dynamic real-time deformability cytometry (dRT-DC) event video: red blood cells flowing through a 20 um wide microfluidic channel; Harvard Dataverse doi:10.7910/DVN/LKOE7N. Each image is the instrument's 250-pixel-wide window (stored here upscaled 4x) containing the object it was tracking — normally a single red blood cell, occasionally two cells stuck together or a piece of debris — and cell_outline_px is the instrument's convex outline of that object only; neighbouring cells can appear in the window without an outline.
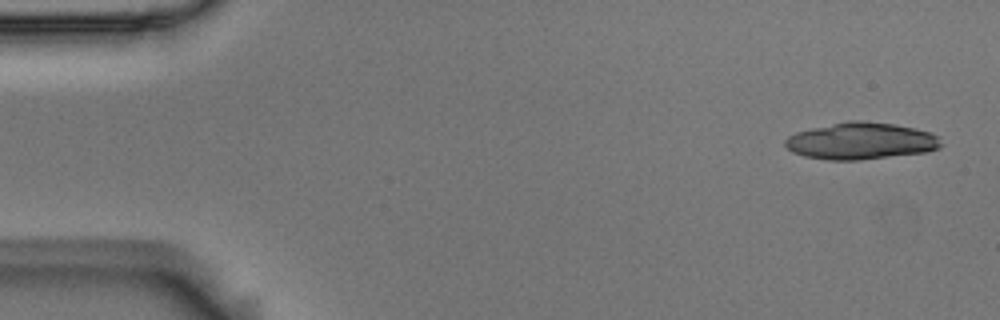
{"species": "Egyptian fruit bat (a non-hibernating species)", "species_latin": "Rousettus aegyptiacus", "temperature_condition": "room temperature", "stored_images_in_passage": 6, "camera_frame_rate_fps": 3000, "um_per_image_px": 0.085, "animal": {"sex": "male"}, "frame": {"image": 1, "passage_image": 1, "time_ms": 0.0, "image_size_px": [1000, 320], "cell_outline_px": [[944, 144], [940, 148], [928, 152], [856, 160], [828, 160], [804, 156], [792, 152], [784, 144], [784, 140], [788, 136], [796, 132], [812, 128], [848, 120], [860, 120], [896, 124], [916, 128], [932, 132], [940, 136]], "centroid_in_image_um": [73.24, 11.98], "position_along_channel_um": 11.8, "area_um2": 33.87}}